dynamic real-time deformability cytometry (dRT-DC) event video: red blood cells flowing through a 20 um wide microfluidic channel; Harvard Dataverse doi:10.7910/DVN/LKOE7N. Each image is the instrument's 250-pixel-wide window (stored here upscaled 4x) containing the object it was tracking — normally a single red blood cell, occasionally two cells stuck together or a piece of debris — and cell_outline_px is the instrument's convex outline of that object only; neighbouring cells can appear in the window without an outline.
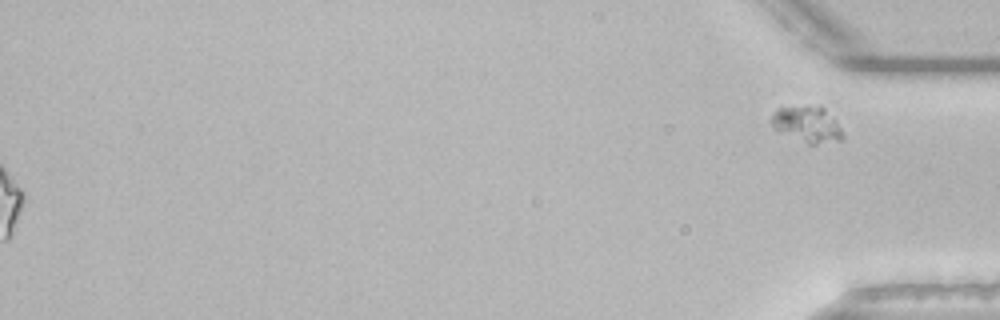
{"species": "common noctule bat (a hibernating species)", "species_latin": "Nyctalus noctula", "temperature_condition": "room temperature", "stored_images_in_passage": 54, "segment_of_instrument_passage": [2, 2], "camera_frame_rate_fps": 3000, "um_per_image_px": 0.085, "animal": {"sex": "male", "body_mass_g": 21.5, "forearm_length_mm": 52.0}, "frame": {"image": 1, "passage_image": 54, "time_ms": 17.667, "image_size_px": [1000, 320], "cell_outline_px": [[844, 136], [840, 140], [816, 144], [808, 144], [780, 132], [772, 128], [768, 120], [772, 112], [776, 108], [824, 108], [836, 120], [844, 132]], "centroid_in_image_um": [68.57, 10.6], "position_along_channel_um": 366.6, "area_um2": 14.8}}